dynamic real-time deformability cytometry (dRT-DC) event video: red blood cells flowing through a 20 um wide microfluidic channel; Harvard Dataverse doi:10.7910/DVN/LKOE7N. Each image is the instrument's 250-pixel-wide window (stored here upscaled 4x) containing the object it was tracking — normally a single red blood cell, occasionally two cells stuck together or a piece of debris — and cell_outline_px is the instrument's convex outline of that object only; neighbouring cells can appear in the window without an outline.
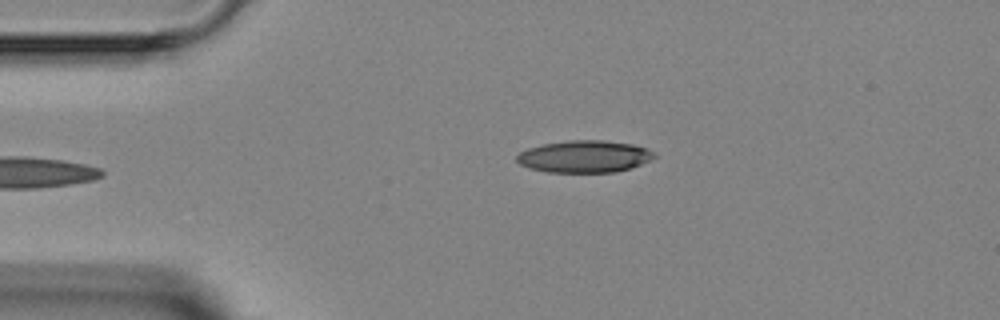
{"species": "Egyptian fruit bat (a non-hibernating species)", "species_latin": "Rousettus aegyptiacus", "temperature_condition": "room temperature", "stored_images_in_passage": 3, "camera_frame_rate_fps": 3000, "um_per_image_px": 0.085, "animal": {"sex": "female"}, "frame": {"image": 1, "passage_image": 3, "time_ms": 2.0, "image_size_px": [1000, 320], "cell_outline_px": [[656, 156], [640, 164], [616, 172], [548, 172], [528, 168], [520, 164], [516, 160], [516, 156], [520, 152], [528, 148], [544, 144], [568, 140], [604, 140], [632, 144], [648, 148], [656, 152]], "centroid_in_image_um": [49.67, 13.29], "position_along_channel_um": 35.3, "area_um2": 25.66}}